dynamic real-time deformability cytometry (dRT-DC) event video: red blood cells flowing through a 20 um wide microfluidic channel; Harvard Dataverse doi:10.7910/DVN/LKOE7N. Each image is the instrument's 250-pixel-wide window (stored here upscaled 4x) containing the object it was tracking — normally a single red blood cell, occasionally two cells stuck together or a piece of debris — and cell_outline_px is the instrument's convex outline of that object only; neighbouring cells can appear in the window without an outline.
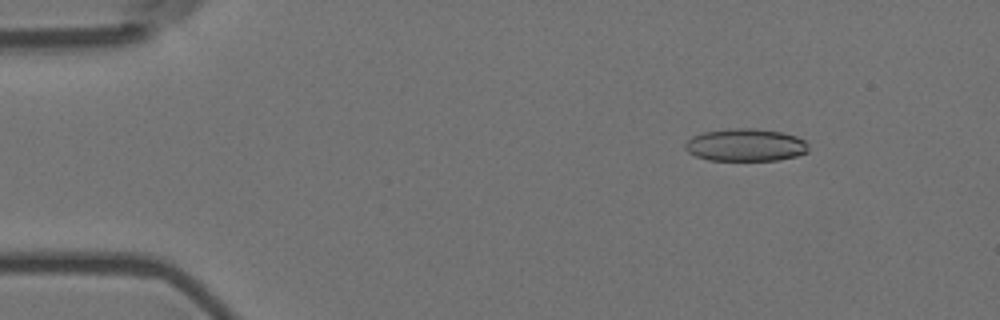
{"species": "Egyptian fruit bat (a non-hibernating species)", "species_latin": "Rousettus aegyptiacus", "temperature_condition": "room temperature", "stored_images_in_passage": 5, "camera_frame_rate_fps": 3000, "um_per_image_px": 0.085, "animal": {"sex": "female"}, "frame": {"image": 1, "passage_image": 2, "time_ms": 0.333, "image_size_px": [1000, 320], "cell_outline_px": [[808, 152], [796, 156], [776, 160], [708, 160], [696, 156], [688, 152], [684, 148], [684, 144], [692, 136], [704, 132], [728, 128], [756, 128], [784, 132], [796, 136], [804, 140], [808, 144]], "centroid_in_image_um": [63.37, 12.31], "position_along_channel_um": 21.6, "area_um2": 23.58}}
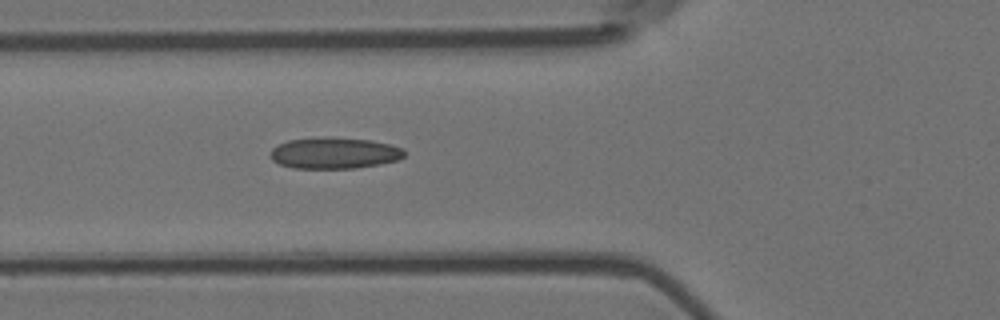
{"frame": {"image": 2, "passage_image": 5, "time_ms": 1.333, "image_size_px": [1000, 320], "cell_outline_px": [[404, 156], [396, 160], [380, 164], [356, 168], [292, 168], [280, 164], [272, 160], [268, 156], [268, 152], [276, 144], [288, 140], [328, 136], [372, 140], [404, 148]], "centroid_in_image_um": [28.36, 13.0], "position_along_channel_um": 97.4, "area_um2": 24.74}}